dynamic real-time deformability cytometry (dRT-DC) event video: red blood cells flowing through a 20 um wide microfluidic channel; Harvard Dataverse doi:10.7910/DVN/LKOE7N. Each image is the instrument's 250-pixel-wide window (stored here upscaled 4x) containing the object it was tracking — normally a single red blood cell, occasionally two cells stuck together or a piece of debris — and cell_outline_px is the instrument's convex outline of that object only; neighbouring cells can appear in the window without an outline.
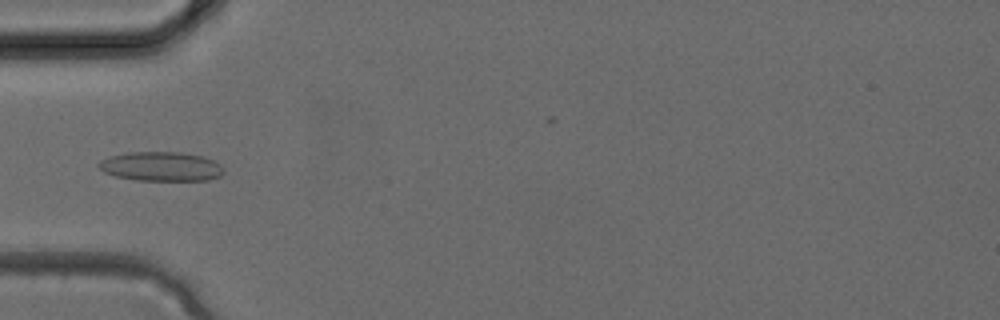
{"species": "common noctule bat (a hibernating species)", "species_latin": "Nyctalus noctula", "temperature_condition": "cold", "stored_images_in_passage": 13, "camera_frame_rate_fps": 3000, "um_per_image_px": 0.085, "animal": {"sex": "female", "body_mass_g": 24.6, "forearm_length_mm": 56.2}, "frame": {"image": 1, "passage_image": 3, "time_ms": 0.667, "image_size_px": [1000, 320], "cell_outline_px": [[224, 172], [220, 176], [208, 180], [136, 180], [116, 176], [104, 172], [96, 164], [100, 160], [112, 156], [128, 152], [180, 152], [204, 156], [220, 164], [224, 168]], "centroid_in_image_um": [13.71, 14.14], "position_along_channel_um": 71.3, "area_um2": 21.33}}
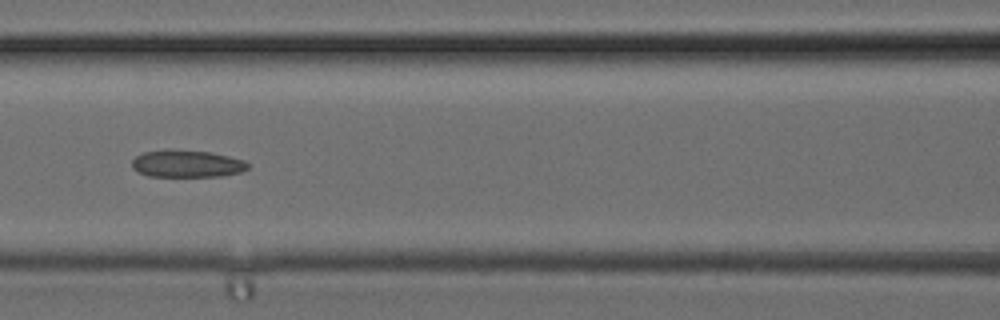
{"frame": {"image": 2, "passage_image": 7, "time_ms": 2.0, "image_size_px": [1000, 320], "cell_outline_px": [[248, 168], [240, 172], [220, 176], [148, 176], [136, 172], [132, 168], [132, 160], [136, 156], [144, 152], [208, 152], [228, 156], [244, 160], [248, 164]], "centroid_in_image_um": [15.88, 13.96], "position_along_channel_um": 150.7, "area_um2": 17.57}}
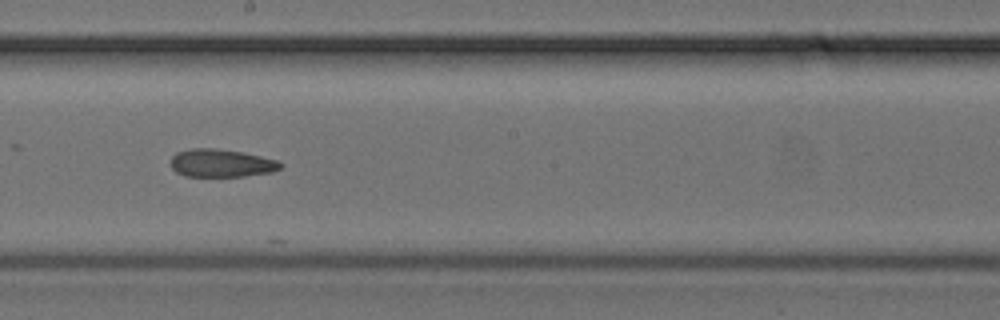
{"frame": {"image": 3, "passage_image": 11, "time_ms": 3.333, "image_size_px": [1000, 320], "cell_outline_px": [[284, 164], [280, 168], [272, 172], [244, 176], [184, 176], [176, 172], [172, 168], [172, 156], [176, 152], [192, 148], [216, 148], [240, 152], [260, 156], [276, 160]], "centroid_in_image_um": [18.8, 13.86], "position_along_channel_um": 229.4, "area_um2": 17.74}}